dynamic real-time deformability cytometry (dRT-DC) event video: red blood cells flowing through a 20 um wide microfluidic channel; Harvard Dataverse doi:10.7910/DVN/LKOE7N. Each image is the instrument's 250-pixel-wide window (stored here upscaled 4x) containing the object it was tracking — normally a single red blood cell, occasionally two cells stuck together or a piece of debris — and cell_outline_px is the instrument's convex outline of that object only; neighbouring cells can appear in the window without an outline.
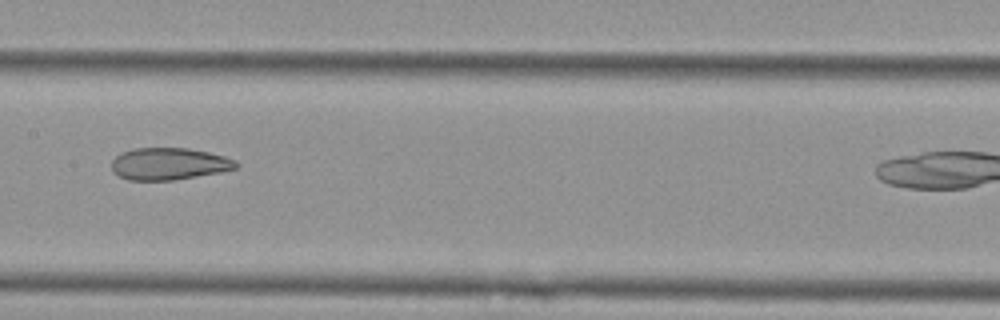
{"species": "Egyptian fruit bat (a non-hibernating species)", "species_latin": "Rousettus aegyptiacus", "temperature_condition": "cold", "stored_images_in_passage": 6, "camera_frame_rate_fps": 3000, "um_per_image_px": 0.085, "animal": {"sex": "female"}, "frame": {"image": 1, "passage_image": 4, "time_ms": 1.0, "image_size_px": [1000, 320], "cell_outline_px": [[240, 164], [236, 168], [220, 172], [172, 180], [128, 180], [112, 172], [112, 160], [120, 152], [132, 148], [188, 148], [208, 152], [224, 156], [236, 160]], "centroid_in_image_um": [14.35, 13.92], "position_along_channel_um": 193.1, "area_um2": 23.29}}
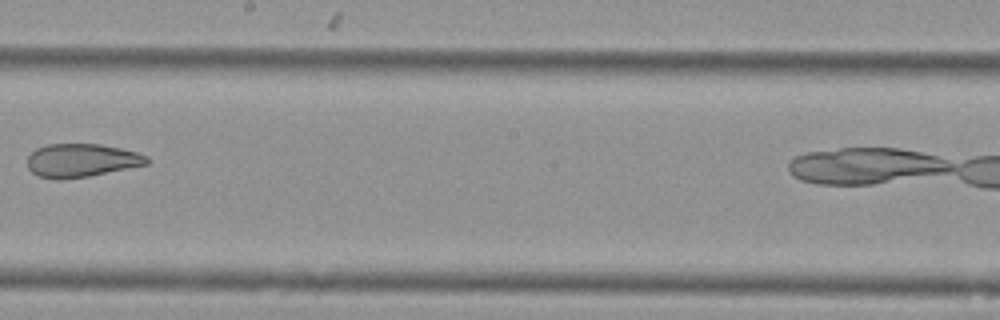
{"frame": {"image": 2, "passage_image": 5, "time_ms": 1.333, "image_size_px": [1000, 320], "cell_outline_px": [[152, 160], [148, 164], [88, 176], [60, 180], [56, 180], [36, 176], [28, 168], [28, 156], [36, 148], [48, 144], [100, 144], [120, 148], [136, 152], [148, 156]], "centroid_in_image_um": [6.92, 13.64], "position_along_channel_um": 241.3, "area_um2": 23.35}}
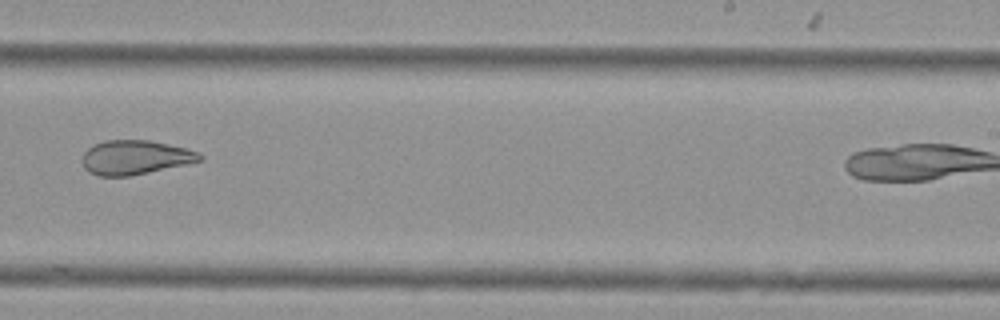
{"frame": {"image": 3, "passage_image": 6, "time_ms": 1.667, "image_size_px": [1000, 320], "cell_outline_px": [[204, 160], [148, 172], [128, 176], [100, 176], [88, 172], [84, 168], [84, 152], [88, 148], [104, 140], [148, 140], [168, 144], [200, 152], [204, 156]], "centroid_in_image_um": [11.51, 13.37], "position_along_channel_um": 277.5, "area_um2": 23.24}}